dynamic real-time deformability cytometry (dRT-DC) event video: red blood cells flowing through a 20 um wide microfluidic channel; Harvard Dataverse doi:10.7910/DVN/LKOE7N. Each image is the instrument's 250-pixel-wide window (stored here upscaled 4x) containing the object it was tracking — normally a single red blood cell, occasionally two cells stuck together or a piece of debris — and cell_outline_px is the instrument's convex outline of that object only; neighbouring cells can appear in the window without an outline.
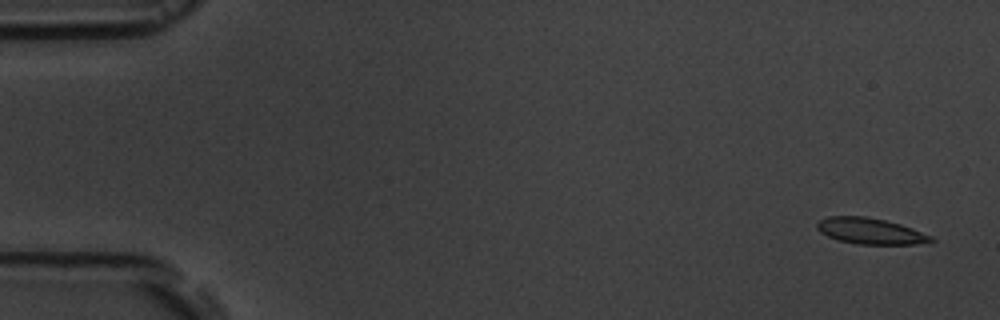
{"species": "common noctule bat (a hibernating species)", "species_latin": "Nyctalus noctula", "temperature_condition": "room temperature", "stored_images_in_passage": 4, "camera_frame_rate_fps": 3000, "um_per_image_px": 0.085, "animal": {"sex": "male", "body_mass_g": 19.5, "forearm_length_mm": 54.6}, "frame": {"image": 1, "passage_image": 1, "time_ms": 0.0, "image_size_px": [1000, 320], "cell_outline_px": [[936, 240], [916, 244], [856, 244], [836, 240], [820, 232], [816, 228], [816, 224], [820, 220], [828, 216], [864, 216], [884, 220], [900, 224], [912, 228], [932, 236]], "centroid_in_image_um": [73.95, 19.64], "position_along_channel_um": 11.1, "area_um2": 17.28}}